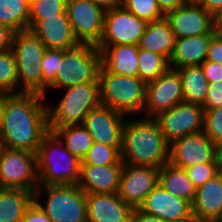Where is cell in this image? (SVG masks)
<instances>
[{"instance_id":"obj_8","label":"cell","mask_w":222,"mask_h":222,"mask_svg":"<svg viewBox=\"0 0 222 222\" xmlns=\"http://www.w3.org/2000/svg\"><path fill=\"white\" fill-rule=\"evenodd\" d=\"M101 54L96 45L79 44L64 50L62 62L51 88H68L77 84L99 82Z\"/></svg>"},{"instance_id":"obj_30","label":"cell","mask_w":222,"mask_h":222,"mask_svg":"<svg viewBox=\"0 0 222 222\" xmlns=\"http://www.w3.org/2000/svg\"><path fill=\"white\" fill-rule=\"evenodd\" d=\"M28 0H0V24L15 32L28 30Z\"/></svg>"},{"instance_id":"obj_38","label":"cell","mask_w":222,"mask_h":222,"mask_svg":"<svg viewBox=\"0 0 222 222\" xmlns=\"http://www.w3.org/2000/svg\"><path fill=\"white\" fill-rule=\"evenodd\" d=\"M185 170L196 188L202 186L209 179L218 174L215 162L199 163Z\"/></svg>"},{"instance_id":"obj_42","label":"cell","mask_w":222,"mask_h":222,"mask_svg":"<svg viewBox=\"0 0 222 222\" xmlns=\"http://www.w3.org/2000/svg\"><path fill=\"white\" fill-rule=\"evenodd\" d=\"M206 60L216 62L222 65V37L221 36L215 34L212 37Z\"/></svg>"},{"instance_id":"obj_32","label":"cell","mask_w":222,"mask_h":222,"mask_svg":"<svg viewBox=\"0 0 222 222\" xmlns=\"http://www.w3.org/2000/svg\"><path fill=\"white\" fill-rule=\"evenodd\" d=\"M66 7L67 0H31L28 29L30 30L42 19L56 17V15H67Z\"/></svg>"},{"instance_id":"obj_49","label":"cell","mask_w":222,"mask_h":222,"mask_svg":"<svg viewBox=\"0 0 222 222\" xmlns=\"http://www.w3.org/2000/svg\"><path fill=\"white\" fill-rule=\"evenodd\" d=\"M214 30L217 35L222 37V10L214 15Z\"/></svg>"},{"instance_id":"obj_6","label":"cell","mask_w":222,"mask_h":222,"mask_svg":"<svg viewBox=\"0 0 222 222\" xmlns=\"http://www.w3.org/2000/svg\"><path fill=\"white\" fill-rule=\"evenodd\" d=\"M63 89H66V93L58 105L48 106V128L82 125L87 113L100 104L99 82Z\"/></svg>"},{"instance_id":"obj_12","label":"cell","mask_w":222,"mask_h":222,"mask_svg":"<svg viewBox=\"0 0 222 222\" xmlns=\"http://www.w3.org/2000/svg\"><path fill=\"white\" fill-rule=\"evenodd\" d=\"M184 101L182 80L177 69L168 68L159 78L146 83L143 112L154 118Z\"/></svg>"},{"instance_id":"obj_29","label":"cell","mask_w":222,"mask_h":222,"mask_svg":"<svg viewBox=\"0 0 222 222\" xmlns=\"http://www.w3.org/2000/svg\"><path fill=\"white\" fill-rule=\"evenodd\" d=\"M181 80L184 101L203 105L209 83L207 82L201 66H187L178 68Z\"/></svg>"},{"instance_id":"obj_27","label":"cell","mask_w":222,"mask_h":222,"mask_svg":"<svg viewBox=\"0 0 222 222\" xmlns=\"http://www.w3.org/2000/svg\"><path fill=\"white\" fill-rule=\"evenodd\" d=\"M34 193L23 189L0 188V222H21Z\"/></svg>"},{"instance_id":"obj_50","label":"cell","mask_w":222,"mask_h":222,"mask_svg":"<svg viewBox=\"0 0 222 222\" xmlns=\"http://www.w3.org/2000/svg\"><path fill=\"white\" fill-rule=\"evenodd\" d=\"M3 107H4V93L0 96V127L2 123V117H3Z\"/></svg>"},{"instance_id":"obj_36","label":"cell","mask_w":222,"mask_h":222,"mask_svg":"<svg viewBox=\"0 0 222 222\" xmlns=\"http://www.w3.org/2000/svg\"><path fill=\"white\" fill-rule=\"evenodd\" d=\"M122 7L146 23L165 16L160 11L157 0H123Z\"/></svg>"},{"instance_id":"obj_23","label":"cell","mask_w":222,"mask_h":222,"mask_svg":"<svg viewBox=\"0 0 222 222\" xmlns=\"http://www.w3.org/2000/svg\"><path fill=\"white\" fill-rule=\"evenodd\" d=\"M215 34L213 29L203 35L175 38L173 54L169 60L170 68L201 65L207 58L208 49Z\"/></svg>"},{"instance_id":"obj_5","label":"cell","mask_w":222,"mask_h":222,"mask_svg":"<svg viewBox=\"0 0 222 222\" xmlns=\"http://www.w3.org/2000/svg\"><path fill=\"white\" fill-rule=\"evenodd\" d=\"M11 50L16 59L19 85L22 83L18 93L42 95L41 60L46 50L44 43L31 30H23L15 32Z\"/></svg>"},{"instance_id":"obj_18","label":"cell","mask_w":222,"mask_h":222,"mask_svg":"<svg viewBox=\"0 0 222 222\" xmlns=\"http://www.w3.org/2000/svg\"><path fill=\"white\" fill-rule=\"evenodd\" d=\"M142 212L165 222H194L192 205L158 184L139 207Z\"/></svg>"},{"instance_id":"obj_20","label":"cell","mask_w":222,"mask_h":222,"mask_svg":"<svg viewBox=\"0 0 222 222\" xmlns=\"http://www.w3.org/2000/svg\"><path fill=\"white\" fill-rule=\"evenodd\" d=\"M123 164H81L78 186L86 193H118Z\"/></svg>"},{"instance_id":"obj_16","label":"cell","mask_w":222,"mask_h":222,"mask_svg":"<svg viewBox=\"0 0 222 222\" xmlns=\"http://www.w3.org/2000/svg\"><path fill=\"white\" fill-rule=\"evenodd\" d=\"M214 161V143L203 131L188 134L169 144V163L186 169L199 163Z\"/></svg>"},{"instance_id":"obj_47","label":"cell","mask_w":222,"mask_h":222,"mask_svg":"<svg viewBox=\"0 0 222 222\" xmlns=\"http://www.w3.org/2000/svg\"><path fill=\"white\" fill-rule=\"evenodd\" d=\"M105 11L122 7L123 0H92Z\"/></svg>"},{"instance_id":"obj_3","label":"cell","mask_w":222,"mask_h":222,"mask_svg":"<svg viewBox=\"0 0 222 222\" xmlns=\"http://www.w3.org/2000/svg\"><path fill=\"white\" fill-rule=\"evenodd\" d=\"M36 162L39 185L79 183L82 161L71 154L52 131L42 137L36 151Z\"/></svg>"},{"instance_id":"obj_14","label":"cell","mask_w":222,"mask_h":222,"mask_svg":"<svg viewBox=\"0 0 222 222\" xmlns=\"http://www.w3.org/2000/svg\"><path fill=\"white\" fill-rule=\"evenodd\" d=\"M126 119L123 114L100 103L87 113L83 126L94 142L122 147L123 127Z\"/></svg>"},{"instance_id":"obj_46","label":"cell","mask_w":222,"mask_h":222,"mask_svg":"<svg viewBox=\"0 0 222 222\" xmlns=\"http://www.w3.org/2000/svg\"><path fill=\"white\" fill-rule=\"evenodd\" d=\"M213 16L222 10V0H195Z\"/></svg>"},{"instance_id":"obj_40","label":"cell","mask_w":222,"mask_h":222,"mask_svg":"<svg viewBox=\"0 0 222 222\" xmlns=\"http://www.w3.org/2000/svg\"><path fill=\"white\" fill-rule=\"evenodd\" d=\"M21 222H53L39 206V204L33 200L31 204L26 208L24 216Z\"/></svg>"},{"instance_id":"obj_33","label":"cell","mask_w":222,"mask_h":222,"mask_svg":"<svg viewBox=\"0 0 222 222\" xmlns=\"http://www.w3.org/2000/svg\"><path fill=\"white\" fill-rule=\"evenodd\" d=\"M17 86L20 87L15 55L11 49L0 52V91L5 94H16Z\"/></svg>"},{"instance_id":"obj_41","label":"cell","mask_w":222,"mask_h":222,"mask_svg":"<svg viewBox=\"0 0 222 222\" xmlns=\"http://www.w3.org/2000/svg\"><path fill=\"white\" fill-rule=\"evenodd\" d=\"M200 66L208 83L219 82L222 80L221 64L205 60Z\"/></svg>"},{"instance_id":"obj_13","label":"cell","mask_w":222,"mask_h":222,"mask_svg":"<svg viewBox=\"0 0 222 222\" xmlns=\"http://www.w3.org/2000/svg\"><path fill=\"white\" fill-rule=\"evenodd\" d=\"M146 24L123 7L107 10L103 34L97 45H138Z\"/></svg>"},{"instance_id":"obj_51","label":"cell","mask_w":222,"mask_h":222,"mask_svg":"<svg viewBox=\"0 0 222 222\" xmlns=\"http://www.w3.org/2000/svg\"><path fill=\"white\" fill-rule=\"evenodd\" d=\"M216 222H222V212L220 214V217L216 220Z\"/></svg>"},{"instance_id":"obj_52","label":"cell","mask_w":222,"mask_h":222,"mask_svg":"<svg viewBox=\"0 0 222 222\" xmlns=\"http://www.w3.org/2000/svg\"><path fill=\"white\" fill-rule=\"evenodd\" d=\"M3 145H2V143L0 142V155H1V152H2V150H3Z\"/></svg>"},{"instance_id":"obj_22","label":"cell","mask_w":222,"mask_h":222,"mask_svg":"<svg viewBox=\"0 0 222 222\" xmlns=\"http://www.w3.org/2000/svg\"><path fill=\"white\" fill-rule=\"evenodd\" d=\"M222 212V174L213 178L196 189L192 204L194 222H216Z\"/></svg>"},{"instance_id":"obj_24","label":"cell","mask_w":222,"mask_h":222,"mask_svg":"<svg viewBox=\"0 0 222 222\" xmlns=\"http://www.w3.org/2000/svg\"><path fill=\"white\" fill-rule=\"evenodd\" d=\"M101 54V64L113 74L138 76V45H96Z\"/></svg>"},{"instance_id":"obj_28","label":"cell","mask_w":222,"mask_h":222,"mask_svg":"<svg viewBox=\"0 0 222 222\" xmlns=\"http://www.w3.org/2000/svg\"><path fill=\"white\" fill-rule=\"evenodd\" d=\"M54 132L64 144L65 148L83 160L94 141L87 129L82 125H67L59 128H49Z\"/></svg>"},{"instance_id":"obj_48","label":"cell","mask_w":222,"mask_h":222,"mask_svg":"<svg viewBox=\"0 0 222 222\" xmlns=\"http://www.w3.org/2000/svg\"><path fill=\"white\" fill-rule=\"evenodd\" d=\"M214 161L217 172L222 174V141L214 143Z\"/></svg>"},{"instance_id":"obj_45","label":"cell","mask_w":222,"mask_h":222,"mask_svg":"<svg viewBox=\"0 0 222 222\" xmlns=\"http://www.w3.org/2000/svg\"><path fill=\"white\" fill-rule=\"evenodd\" d=\"M129 222H165L164 220L146 214L139 209H133Z\"/></svg>"},{"instance_id":"obj_10","label":"cell","mask_w":222,"mask_h":222,"mask_svg":"<svg viewBox=\"0 0 222 222\" xmlns=\"http://www.w3.org/2000/svg\"><path fill=\"white\" fill-rule=\"evenodd\" d=\"M105 10L92 0H67L66 13L80 44L97 45L104 29Z\"/></svg>"},{"instance_id":"obj_25","label":"cell","mask_w":222,"mask_h":222,"mask_svg":"<svg viewBox=\"0 0 222 222\" xmlns=\"http://www.w3.org/2000/svg\"><path fill=\"white\" fill-rule=\"evenodd\" d=\"M175 36L165 16L146 24L138 47L164 56L168 61L173 54Z\"/></svg>"},{"instance_id":"obj_9","label":"cell","mask_w":222,"mask_h":222,"mask_svg":"<svg viewBox=\"0 0 222 222\" xmlns=\"http://www.w3.org/2000/svg\"><path fill=\"white\" fill-rule=\"evenodd\" d=\"M38 186L36 153L3 148L0 155V188L34 193Z\"/></svg>"},{"instance_id":"obj_15","label":"cell","mask_w":222,"mask_h":222,"mask_svg":"<svg viewBox=\"0 0 222 222\" xmlns=\"http://www.w3.org/2000/svg\"><path fill=\"white\" fill-rule=\"evenodd\" d=\"M158 184L159 168L124 163L118 194L132 209H139Z\"/></svg>"},{"instance_id":"obj_43","label":"cell","mask_w":222,"mask_h":222,"mask_svg":"<svg viewBox=\"0 0 222 222\" xmlns=\"http://www.w3.org/2000/svg\"><path fill=\"white\" fill-rule=\"evenodd\" d=\"M15 31L10 27L0 24V52L11 49Z\"/></svg>"},{"instance_id":"obj_39","label":"cell","mask_w":222,"mask_h":222,"mask_svg":"<svg viewBox=\"0 0 222 222\" xmlns=\"http://www.w3.org/2000/svg\"><path fill=\"white\" fill-rule=\"evenodd\" d=\"M204 110L222 107V80L209 83L207 97L202 105Z\"/></svg>"},{"instance_id":"obj_35","label":"cell","mask_w":222,"mask_h":222,"mask_svg":"<svg viewBox=\"0 0 222 222\" xmlns=\"http://www.w3.org/2000/svg\"><path fill=\"white\" fill-rule=\"evenodd\" d=\"M64 54L63 49L46 48L41 60L42 95L46 97L47 89L55 82L60 62Z\"/></svg>"},{"instance_id":"obj_44","label":"cell","mask_w":222,"mask_h":222,"mask_svg":"<svg viewBox=\"0 0 222 222\" xmlns=\"http://www.w3.org/2000/svg\"><path fill=\"white\" fill-rule=\"evenodd\" d=\"M160 11L166 15L167 13L176 10L183 6L188 0H157Z\"/></svg>"},{"instance_id":"obj_7","label":"cell","mask_w":222,"mask_h":222,"mask_svg":"<svg viewBox=\"0 0 222 222\" xmlns=\"http://www.w3.org/2000/svg\"><path fill=\"white\" fill-rule=\"evenodd\" d=\"M46 191V204L38 201L39 193ZM34 200L53 222H88L86 192L78 184L39 185Z\"/></svg>"},{"instance_id":"obj_2","label":"cell","mask_w":222,"mask_h":222,"mask_svg":"<svg viewBox=\"0 0 222 222\" xmlns=\"http://www.w3.org/2000/svg\"><path fill=\"white\" fill-rule=\"evenodd\" d=\"M121 160L133 166L159 169L169 163V143L154 118L144 117L125 121Z\"/></svg>"},{"instance_id":"obj_4","label":"cell","mask_w":222,"mask_h":222,"mask_svg":"<svg viewBox=\"0 0 222 222\" xmlns=\"http://www.w3.org/2000/svg\"><path fill=\"white\" fill-rule=\"evenodd\" d=\"M100 103L123 115L143 113L146 83L139 76L113 74L99 69Z\"/></svg>"},{"instance_id":"obj_31","label":"cell","mask_w":222,"mask_h":222,"mask_svg":"<svg viewBox=\"0 0 222 222\" xmlns=\"http://www.w3.org/2000/svg\"><path fill=\"white\" fill-rule=\"evenodd\" d=\"M138 64V76L145 83L156 80L170 67L164 56L142 48H139Z\"/></svg>"},{"instance_id":"obj_34","label":"cell","mask_w":222,"mask_h":222,"mask_svg":"<svg viewBox=\"0 0 222 222\" xmlns=\"http://www.w3.org/2000/svg\"><path fill=\"white\" fill-rule=\"evenodd\" d=\"M122 147L107 146L94 142L81 164L109 165L124 164L121 160Z\"/></svg>"},{"instance_id":"obj_26","label":"cell","mask_w":222,"mask_h":222,"mask_svg":"<svg viewBox=\"0 0 222 222\" xmlns=\"http://www.w3.org/2000/svg\"><path fill=\"white\" fill-rule=\"evenodd\" d=\"M159 184L168 192L193 204L197 188L185 169L175 167L171 163L164 164L159 169Z\"/></svg>"},{"instance_id":"obj_11","label":"cell","mask_w":222,"mask_h":222,"mask_svg":"<svg viewBox=\"0 0 222 222\" xmlns=\"http://www.w3.org/2000/svg\"><path fill=\"white\" fill-rule=\"evenodd\" d=\"M154 119L170 144L188 134L203 131L204 109L202 105L183 101L159 113Z\"/></svg>"},{"instance_id":"obj_37","label":"cell","mask_w":222,"mask_h":222,"mask_svg":"<svg viewBox=\"0 0 222 222\" xmlns=\"http://www.w3.org/2000/svg\"><path fill=\"white\" fill-rule=\"evenodd\" d=\"M203 132L212 143L222 141V107L204 110Z\"/></svg>"},{"instance_id":"obj_21","label":"cell","mask_w":222,"mask_h":222,"mask_svg":"<svg viewBox=\"0 0 222 222\" xmlns=\"http://www.w3.org/2000/svg\"><path fill=\"white\" fill-rule=\"evenodd\" d=\"M30 30L46 48L69 50L80 44L73 34L67 15L42 19Z\"/></svg>"},{"instance_id":"obj_1","label":"cell","mask_w":222,"mask_h":222,"mask_svg":"<svg viewBox=\"0 0 222 222\" xmlns=\"http://www.w3.org/2000/svg\"><path fill=\"white\" fill-rule=\"evenodd\" d=\"M44 95L4 93L0 142L4 148L36 153L42 137L49 131L48 106Z\"/></svg>"},{"instance_id":"obj_17","label":"cell","mask_w":222,"mask_h":222,"mask_svg":"<svg viewBox=\"0 0 222 222\" xmlns=\"http://www.w3.org/2000/svg\"><path fill=\"white\" fill-rule=\"evenodd\" d=\"M175 38L210 33L214 29V16L195 0L187 1L165 15Z\"/></svg>"},{"instance_id":"obj_19","label":"cell","mask_w":222,"mask_h":222,"mask_svg":"<svg viewBox=\"0 0 222 222\" xmlns=\"http://www.w3.org/2000/svg\"><path fill=\"white\" fill-rule=\"evenodd\" d=\"M88 222H129L133 209L118 193H86Z\"/></svg>"}]
</instances>
